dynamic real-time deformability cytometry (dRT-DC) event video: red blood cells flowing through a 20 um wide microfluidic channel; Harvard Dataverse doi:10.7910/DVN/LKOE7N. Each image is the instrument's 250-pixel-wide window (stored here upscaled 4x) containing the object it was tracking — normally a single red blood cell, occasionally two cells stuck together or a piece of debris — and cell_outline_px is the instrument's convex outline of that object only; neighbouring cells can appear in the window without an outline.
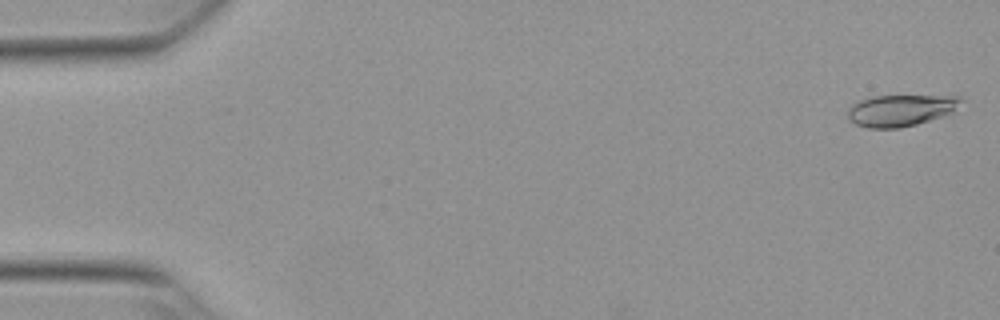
{"species": "Egyptian fruit bat (a non-hibernating species)", "species_latin": "Rousettus aegyptiacus", "temperature_condition": "warm", "stored_images_in_passage": 53, "camera_frame_rate_fps": 3000, "um_per_image_px": 0.085, "animal": {"sex": "female"}, "frame": {"image": 1, "passage_image": 1, "time_ms": 0.0, "image_size_px": [1000, 320], "cell_outline_px": [[964, 100], [952, 112], [944, 116], [916, 124], [900, 128], [868, 128], [856, 124], [848, 116], [848, 108], [852, 104], [860, 100], [872, 96], [960, 96]], "centroid_in_image_um": [76.57, 9.37], "position_along_channel_um": 8.4, "area_um2": 20.75}}
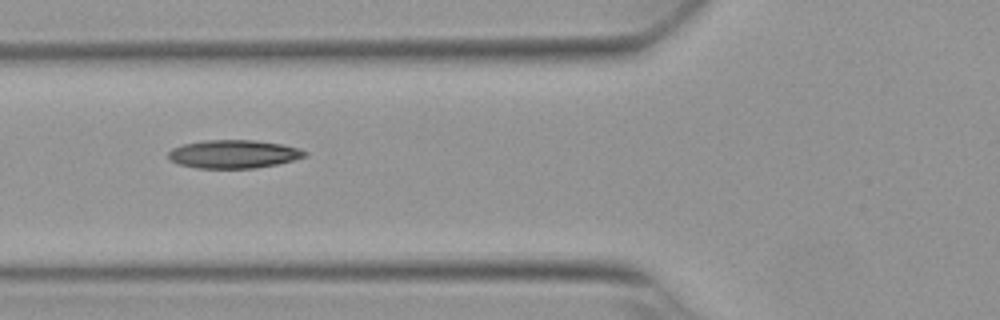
{"frame": {"image": 2, "passage_image": 20, "time_ms": 6.333, "image_size_px": [1000, 320], "cell_outline_px": [[308, 156], [276, 164], [252, 168], [196, 168], [180, 164], [172, 160], [168, 156], [168, 152], [172, 148], [184, 144], [204, 140], [256, 140], [284, 144], [300, 148], [308, 152]], "centroid_in_image_um": [19.9, 13.08], "position_along_channel_um": 105.9, "area_um2": 22.48}}
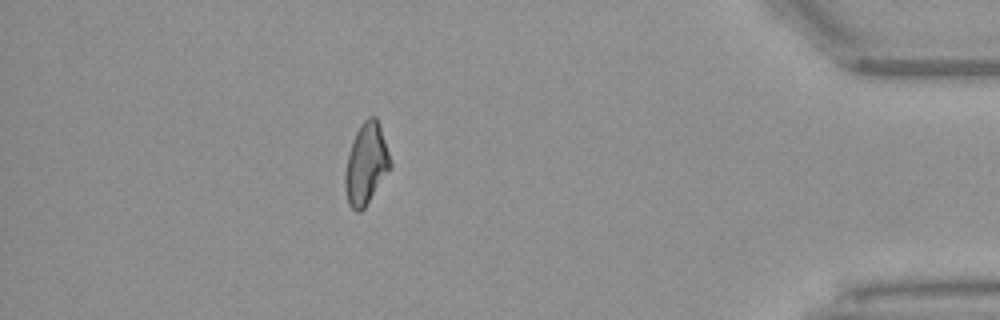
{"frame": {"image": 3, "passage_image": 47, "time_ms": 15.333, "image_size_px": [1000, 320], "cell_outline_px": [[392, 168], [364, 208], [360, 212], [356, 212], [348, 204], [344, 184], [344, 176], [348, 156], [356, 132], [360, 124], [368, 116], [376, 116], [380, 124], [392, 160]], "centroid_in_image_um": [31.15, 13.93], "position_along_channel_um": 404.0, "area_um2": 21.62}, "authors_computed_cell_mechanics": {"area_um2": 21.5016, "velocity_mm_per_s": 3.8307, "shape_relaxation_time_tau1_ms": null, "shape_relaxation_time_tau2_ms": 4.3906, "deformation_change_tau1": null, "deformation_change_tau2": 0.1125}}